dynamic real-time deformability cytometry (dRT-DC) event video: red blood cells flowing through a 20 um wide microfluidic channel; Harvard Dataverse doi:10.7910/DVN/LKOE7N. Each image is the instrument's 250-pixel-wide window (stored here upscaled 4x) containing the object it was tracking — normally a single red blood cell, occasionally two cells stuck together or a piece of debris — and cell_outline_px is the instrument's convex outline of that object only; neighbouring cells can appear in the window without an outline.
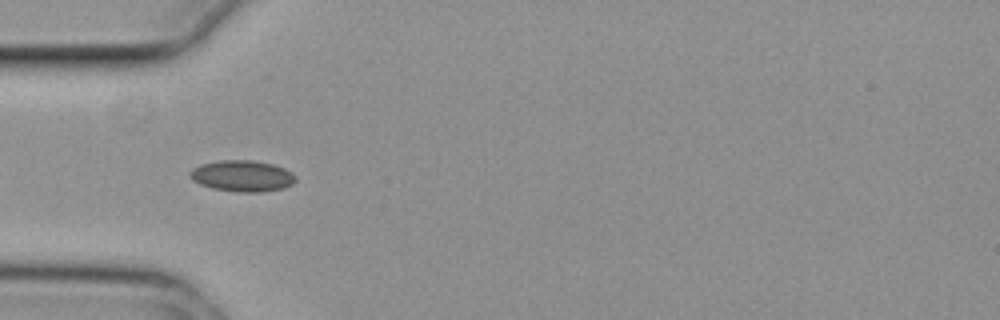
{"species": "common noctule bat (a hibernating species)", "species_latin": "Nyctalus noctula", "temperature_condition": "cold", "stored_images_in_passage": 10, "camera_frame_rate_fps": 3000, "um_per_image_px": 0.085, "animal": {"sex": "female", "body_mass_g": 29.2, "forearm_length_mm": 56.3}, "frame": {"image": 1, "passage_image": 3, "time_ms": 0.667, "image_size_px": [1000, 320], "cell_outline_px": [[296, 180], [292, 184], [284, 188], [260, 192], [236, 192], [212, 188], [200, 184], [192, 180], [188, 176], [188, 172], [192, 168], [200, 164], [220, 160], [252, 160], [272, 164], [284, 168], [292, 172], [296, 176]], "centroid_in_image_um": [20.57, 14.95], "position_along_channel_um": 64.4, "area_um2": 19.42}}
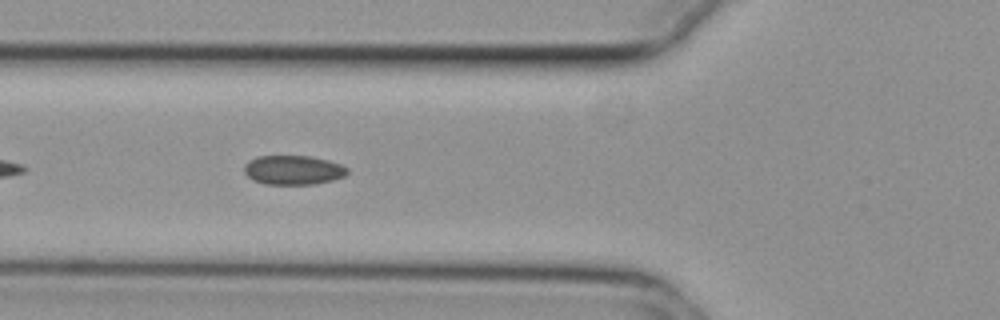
{"frame": {"image": 2, "passage_image": 6, "time_ms": 1.667, "image_size_px": [1000, 320], "cell_outline_px": [[348, 172], [344, 176], [332, 180], [316, 184], [264, 184], [252, 180], [244, 172], [244, 164], [256, 156], [308, 156], [328, 160], [340, 164], [348, 168]], "centroid_in_image_um": [24.9, 14.45], "position_along_channel_um": 100.9, "area_um2": 17.63}}